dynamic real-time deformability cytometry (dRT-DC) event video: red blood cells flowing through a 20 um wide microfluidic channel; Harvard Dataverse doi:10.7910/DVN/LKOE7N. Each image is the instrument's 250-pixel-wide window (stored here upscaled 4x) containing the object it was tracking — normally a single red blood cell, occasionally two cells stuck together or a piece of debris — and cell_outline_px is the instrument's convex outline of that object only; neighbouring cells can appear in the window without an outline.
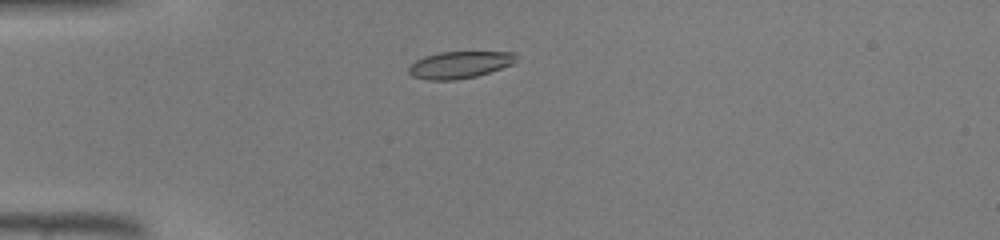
{"species": "common noctule bat (a hibernating species)", "species_latin": "Nyctalus noctula", "temperature_condition": "warm", "stored_images_in_passage": 34, "camera_frame_rate_fps": 3000, "um_per_image_px": 0.085, "animal": {"sex": "male", "body_mass_g": 19.0, "forearm_length_mm": 50.8}, "frame": {"image": 1, "passage_image": 1, "time_ms": 0.0, "image_size_px": [1000, 240], "cell_outline_px": [[516, 60], [512, 64], [476, 76], [456, 80], [428, 80], [412, 76], [408, 72], [408, 68], [416, 60], [424, 56], [440, 52], [516, 52]], "centroid_in_image_um": [39.04, 5.5], "position_along_channel_um": 46.0, "area_um2": 16.76}}
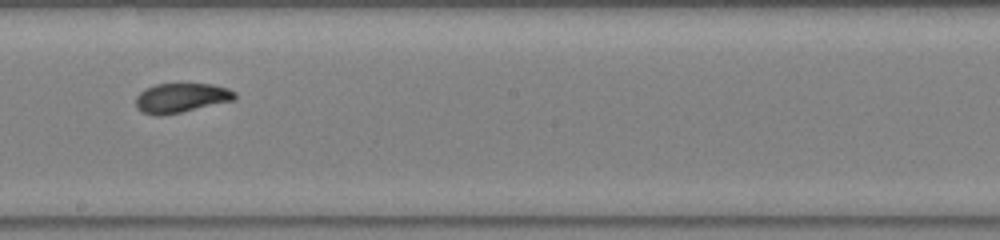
{"frame": {"image": 2, "passage_image": 15, "time_ms": 4.667, "image_size_px": [1000, 240], "cell_outline_px": [[236, 96], [232, 100], [180, 112], [160, 116], [156, 116], [140, 112], [136, 108], [136, 96], [144, 88], [156, 84], [212, 84], [228, 88], [236, 92]], "centroid_in_image_um": [15.33, 8.32], "position_along_channel_um": 232.9, "area_um2": 16.94}}
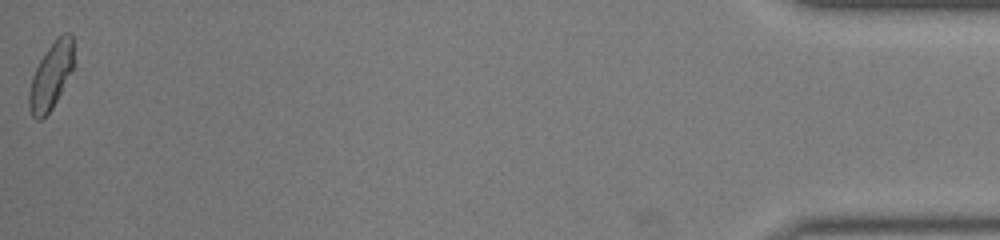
{"frame": {"image": 3, "passage_image": 34, "time_ms": 11.0, "image_size_px": [1000, 240], "cell_outline_px": [[72, 68], [52, 108], [40, 120], [36, 120], [32, 116], [28, 104], [28, 92], [32, 76], [40, 60], [48, 48], [64, 32], [68, 32], [72, 36]], "centroid_in_image_um": [4.28, 6.49], "position_along_channel_um": 430.9, "area_um2": 16.65}}